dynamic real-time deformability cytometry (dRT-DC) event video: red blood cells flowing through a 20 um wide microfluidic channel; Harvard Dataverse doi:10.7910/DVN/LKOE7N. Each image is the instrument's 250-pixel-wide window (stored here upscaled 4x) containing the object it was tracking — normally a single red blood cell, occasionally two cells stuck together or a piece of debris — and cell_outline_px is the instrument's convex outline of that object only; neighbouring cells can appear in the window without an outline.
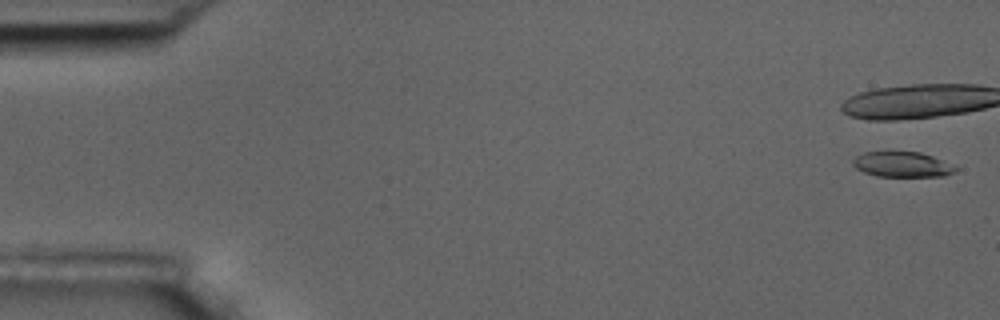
{"species": "common noctule bat (a hibernating species)", "species_latin": "Nyctalus noctula", "temperature_condition": "room temperature", "stored_images_in_passage": 15, "camera_frame_rate_fps": 3000, "um_per_image_px": 0.085, "animal": {"sex": "male", "body_mass_g": 17.5, "forearm_length_mm": 52.3}, "frame": {"image": 1, "passage_image": 1, "time_ms": 0.0, "image_size_px": [1000, 320], "cell_outline_px": [[960, 168], [956, 172], [944, 176], [876, 176], [864, 172], [856, 168], [852, 164], [852, 160], [856, 156], [864, 152], [920, 152], [956, 164]], "centroid_in_image_um": [76.76, 13.98], "position_along_channel_um": 8.2, "area_um2": 15.32}}
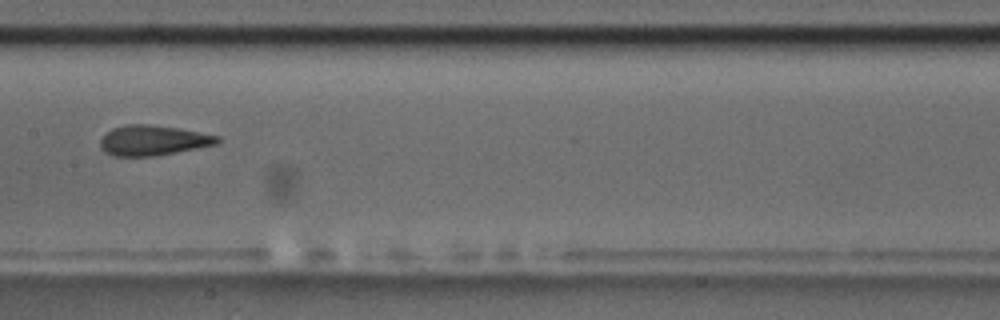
{"frame": {"image": 2, "passage_image": 9, "time_ms": 10.0, "image_size_px": [1000, 320], "cell_outline_px": [[220, 140], [216, 144], [156, 156], [112, 156], [104, 152], [100, 148], [100, 140], [112, 128], [128, 124], [148, 124], [176, 128], [220, 136]], "centroid_in_image_um": [12.97, 11.94], "position_along_channel_um": 194.4, "area_um2": 20.4}}
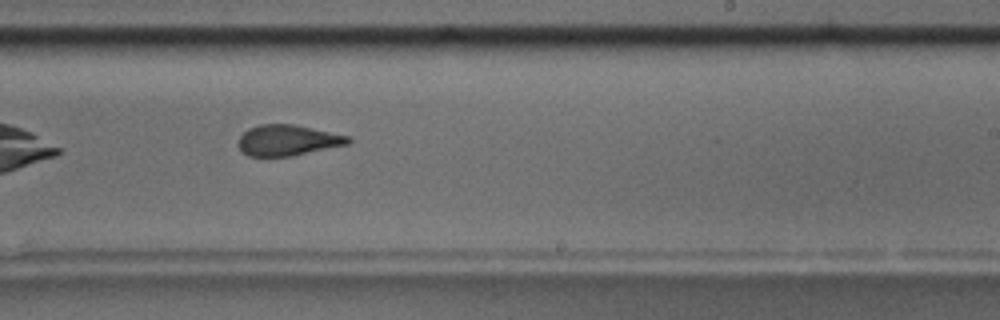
{"frame": {"image": 3, "passage_image": 11, "time_ms": 12.0, "image_size_px": [1000, 320], "cell_outline_px": [[352, 140], [348, 144], [292, 156], [248, 156], [240, 152], [236, 144], [240, 136], [248, 128], [260, 124], [292, 124], [352, 136]], "centroid_in_image_um": [24.43, 11.92], "position_along_channel_um": 264.6, "area_um2": 19.94}}